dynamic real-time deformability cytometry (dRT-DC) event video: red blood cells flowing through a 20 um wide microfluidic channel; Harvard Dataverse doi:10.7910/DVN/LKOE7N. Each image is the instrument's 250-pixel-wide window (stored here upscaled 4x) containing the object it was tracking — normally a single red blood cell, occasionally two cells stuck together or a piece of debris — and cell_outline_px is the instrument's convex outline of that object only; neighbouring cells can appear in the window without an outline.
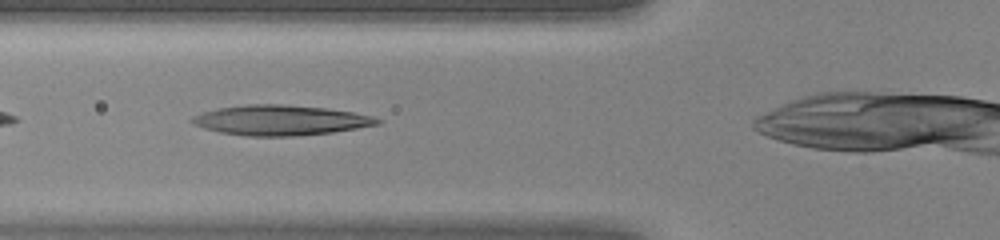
{"species": "human", "species_latin": "Homo sapiens", "temperature_condition": "warm", "stored_images_in_passage": 26, "camera_frame_rate_fps": 3000, "um_per_image_px": 0.085, "donor": {"sex": "female"}, "frame": {"image": 1, "passage_image": 4, "time_ms": 1.0, "image_size_px": [1000, 240], "cell_outline_px": [[384, 120], [380, 124], [332, 132], [292, 136], [248, 136], [220, 132], [204, 128], [188, 120], [192, 116], [204, 112], [220, 108], [248, 104], [280, 104], [324, 108], [352, 112], [372, 116]], "centroid_in_image_um": [23.85, 10.22], "position_along_channel_um": 102.0, "area_um2": 32.19}}
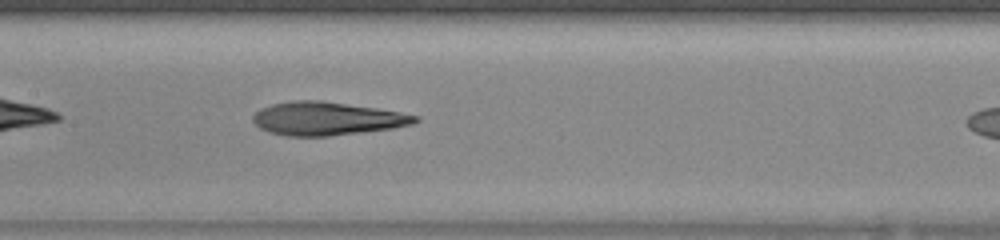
{"frame": {"image": 2, "passage_image": 9, "time_ms": 2.667, "image_size_px": [1000, 240], "cell_outline_px": [[420, 120], [412, 124], [392, 128], [328, 136], [288, 136], [268, 132], [260, 128], [252, 120], [252, 116], [260, 108], [272, 104], [292, 100], [320, 100], [376, 108], [400, 112], [420, 116]], "centroid_in_image_um": [27.76, 10.07], "position_along_channel_um": 179.6, "area_um2": 31.39}}
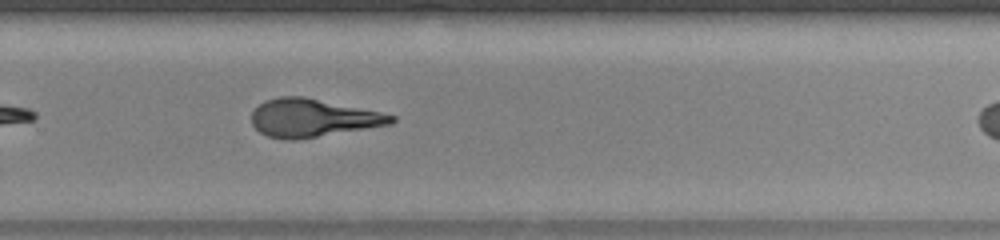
{"frame": {"image": 3, "passage_image": 17, "time_ms": 5.333, "image_size_px": [1000, 240], "cell_outline_px": [[396, 120], [392, 124], [296, 140], [284, 140], [268, 136], [260, 132], [252, 124], [252, 112], [264, 100], [280, 96], [304, 96], [380, 112], [396, 116]], "centroid_in_image_um": [26.57, 10.02], "position_along_channel_um": 303.2, "area_um2": 30.87}}